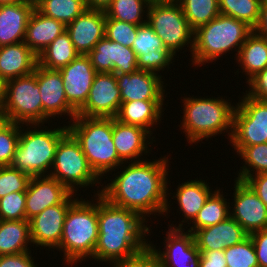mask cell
Masks as SVG:
<instances>
[{
  "label": "cell",
  "instance_id": "cell-25",
  "mask_svg": "<svg viewBox=\"0 0 267 267\" xmlns=\"http://www.w3.org/2000/svg\"><path fill=\"white\" fill-rule=\"evenodd\" d=\"M175 190L176 192H173L175 196L173 195L172 199L177 200L176 204L179 208L177 210L182 212L181 214L184 218L179 225L169 224L168 226L173 229H183L185 226L184 223L189 225L195 219L199 210L214 191L212 187H209L207 180L205 182V180L198 178L187 180V182L182 184L179 183Z\"/></svg>",
  "mask_w": 267,
  "mask_h": 267
},
{
  "label": "cell",
  "instance_id": "cell-47",
  "mask_svg": "<svg viewBox=\"0 0 267 267\" xmlns=\"http://www.w3.org/2000/svg\"><path fill=\"white\" fill-rule=\"evenodd\" d=\"M259 267H267V229L251 233Z\"/></svg>",
  "mask_w": 267,
  "mask_h": 267
},
{
  "label": "cell",
  "instance_id": "cell-43",
  "mask_svg": "<svg viewBox=\"0 0 267 267\" xmlns=\"http://www.w3.org/2000/svg\"><path fill=\"white\" fill-rule=\"evenodd\" d=\"M26 192H12L0 198V220H24Z\"/></svg>",
  "mask_w": 267,
  "mask_h": 267
},
{
  "label": "cell",
  "instance_id": "cell-39",
  "mask_svg": "<svg viewBox=\"0 0 267 267\" xmlns=\"http://www.w3.org/2000/svg\"><path fill=\"white\" fill-rule=\"evenodd\" d=\"M224 253L227 267H259L250 236L236 245L225 248Z\"/></svg>",
  "mask_w": 267,
  "mask_h": 267
},
{
  "label": "cell",
  "instance_id": "cell-52",
  "mask_svg": "<svg viewBox=\"0 0 267 267\" xmlns=\"http://www.w3.org/2000/svg\"><path fill=\"white\" fill-rule=\"evenodd\" d=\"M5 99V81L0 77V111L2 110Z\"/></svg>",
  "mask_w": 267,
  "mask_h": 267
},
{
  "label": "cell",
  "instance_id": "cell-40",
  "mask_svg": "<svg viewBox=\"0 0 267 267\" xmlns=\"http://www.w3.org/2000/svg\"><path fill=\"white\" fill-rule=\"evenodd\" d=\"M21 124L7 121L0 128V166H10L18 144Z\"/></svg>",
  "mask_w": 267,
  "mask_h": 267
},
{
  "label": "cell",
  "instance_id": "cell-54",
  "mask_svg": "<svg viewBox=\"0 0 267 267\" xmlns=\"http://www.w3.org/2000/svg\"><path fill=\"white\" fill-rule=\"evenodd\" d=\"M21 1L22 0H0V5L13 4Z\"/></svg>",
  "mask_w": 267,
  "mask_h": 267
},
{
  "label": "cell",
  "instance_id": "cell-44",
  "mask_svg": "<svg viewBox=\"0 0 267 267\" xmlns=\"http://www.w3.org/2000/svg\"><path fill=\"white\" fill-rule=\"evenodd\" d=\"M112 265V266H111ZM111 267H160L156 255L149 245L134 256L117 260L109 264Z\"/></svg>",
  "mask_w": 267,
  "mask_h": 267
},
{
  "label": "cell",
  "instance_id": "cell-56",
  "mask_svg": "<svg viewBox=\"0 0 267 267\" xmlns=\"http://www.w3.org/2000/svg\"><path fill=\"white\" fill-rule=\"evenodd\" d=\"M22 1L29 2V3H32L34 5H36L39 2V0H22Z\"/></svg>",
  "mask_w": 267,
  "mask_h": 267
},
{
  "label": "cell",
  "instance_id": "cell-6",
  "mask_svg": "<svg viewBox=\"0 0 267 267\" xmlns=\"http://www.w3.org/2000/svg\"><path fill=\"white\" fill-rule=\"evenodd\" d=\"M253 31L245 22L219 14L194 31L191 65L200 67L209 64L232 50L237 52V58L241 46Z\"/></svg>",
  "mask_w": 267,
  "mask_h": 267
},
{
  "label": "cell",
  "instance_id": "cell-38",
  "mask_svg": "<svg viewBox=\"0 0 267 267\" xmlns=\"http://www.w3.org/2000/svg\"><path fill=\"white\" fill-rule=\"evenodd\" d=\"M261 3L262 0H219V11L254 29L259 22Z\"/></svg>",
  "mask_w": 267,
  "mask_h": 267
},
{
  "label": "cell",
  "instance_id": "cell-16",
  "mask_svg": "<svg viewBox=\"0 0 267 267\" xmlns=\"http://www.w3.org/2000/svg\"><path fill=\"white\" fill-rule=\"evenodd\" d=\"M36 78L43 105V124L51 118L66 115L72 121L77 112L69 105L65 96L63 79L59 70L36 66ZM58 115V116H57ZM70 116V117H69ZM69 117V118H68Z\"/></svg>",
  "mask_w": 267,
  "mask_h": 267
},
{
  "label": "cell",
  "instance_id": "cell-29",
  "mask_svg": "<svg viewBox=\"0 0 267 267\" xmlns=\"http://www.w3.org/2000/svg\"><path fill=\"white\" fill-rule=\"evenodd\" d=\"M66 31V26L53 18L33 10L26 28L24 43L39 56L58 36Z\"/></svg>",
  "mask_w": 267,
  "mask_h": 267
},
{
  "label": "cell",
  "instance_id": "cell-15",
  "mask_svg": "<svg viewBox=\"0 0 267 267\" xmlns=\"http://www.w3.org/2000/svg\"><path fill=\"white\" fill-rule=\"evenodd\" d=\"M233 205L230 216L250 235L267 229V207L252 188L242 180L234 179Z\"/></svg>",
  "mask_w": 267,
  "mask_h": 267
},
{
  "label": "cell",
  "instance_id": "cell-55",
  "mask_svg": "<svg viewBox=\"0 0 267 267\" xmlns=\"http://www.w3.org/2000/svg\"><path fill=\"white\" fill-rule=\"evenodd\" d=\"M7 122L6 116L0 111V128Z\"/></svg>",
  "mask_w": 267,
  "mask_h": 267
},
{
  "label": "cell",
  "instance_id": "cell-9",
  "mask_svg": "<svg viewBox=\"0 0 267 267\" xmlns=\"http://www.w3.org/2000/svg\"><path fill=\"white\" fill-rule=\"evenodd\" d=\"M1 111L9 122L43 125V105L36 69L28 75L5 82V99Z\"/></svg>",
  "mask_w": 267,
  "mask_h": 267
},
{
  "label": "cell",
  "instance_id": "cell-10",
  "mask_svg": "<svg viewBox=\"0 0 267 267\" xmlns=\"http://www.w3.org/2000/svg\"><path fill=\"white\" fill-rule=\"evenodd\" d=\"M147 14V23L175 57L186 46L191 57L194 31L179 3L149 5Z\"/></svg>",
  "mask_w": 267,
  "mask_h": 267
},
{
  "label": "cell",
  "instance_id": "cell-7",
  "mask_svg": "<svg viewBox=\"0 0 267 267\" xmlns=\"http://www.w3.org/2000/svg\"><path fill=\"white\" fill-rule=\"evenodd\" d=\"M65 125L54 129L52 125L48 129L42 124L25 125L22 129V125L10 166L31 177L49 176L59 141L69 132Z\"/></svg>",
  "mask_w": 267,
  "mask_h": 267
},
{
  "label": "cell",
  "instance_id": "cell-33",
  "mask_svg": "<svg viewBox=\"0 0 267 267\" xmlns=\"http://www.w3.org/2000/svg\"><path fill=\"white\" fill-rule=\"evenodd\" d=\"M78 55L69 34L65 31L38 56V65L51 70H60Z\"/></svg>",
  "mask_w": 267,
  "mask_h": 267
},
{
  "label": "cell",
  "instance_id": "cell-30",
  "mask_svg": "<svg viewBox=\"0 0 267 267\" xmlns=\"http://www.w3.org/2000/svg\"><path fill=\"white\" fill-rule=\"evenodd\" d=\"M236 61L247 83L267 67V39L253 31L241 46Z\"/></svg>",
  "mask_w": 267,
  "mask_h": 267
},
{
  "label": "cell",
  "instance_id": "cell-5",
  "mask_svg": "<svg viewBox=\"0 0 267 267\" xmlns=\"http://www.w3.org/2000/svg\"><path fill=\"white\" fill-rule=\"evenodd\" d=\"M66 123L69 124L68 131L80 143L90 167L101 180L110 171L119 170L123 162L112 139L113 118L76 115L72 121Z\"/></svg>",
  "mask_w": 267,
  "mask_h": 267
},
{
  "label": "cell",
  "instance_id": "cell-53",
  "mask_svg": "<svg viewBox=\"0 0 267 267\" xmlns=\"http://www.w3.org/2000/svg\"><path fill=\"white\" fill-rule=\"evenodd\" d=\"M149 5L154 4H174L179 3L180 0H147Z\"/></svg>",
  "mask_w": 267,
  "mask_h": 267
},
{
  "label": "cell",
  "instance_id": "cell-45",
  "mask_svg": "<svg viewBox=\"0 0 267 267\" xmlns=\"http://www.w3.org/2000/svg\"><path fill=\"white\" fill-rule=\"evenodd\" d=\"M247 84L245 94L253 99L267 102V67L252 77Z\"/></svg>",
  "mask_w": 267,
  "mask_h": 267
},
{
  "label": "cell",
  "instance_id": "cell-20",
  "mask_svg": "<svg viewBox=\"0 0 267 267\" xmlns=\"http://www.w3.org/2000/svg\"><path fill=\"white\" fill-rule=\"evenodd\" d=\"M162 77V75L144 70H137L130 74H116L122 102L164 101L167 93L165 94L166 85H163Z\"/></svg>",
  "mask_w": 267,
  "mask_h": 267
},
{
  "label": "cell",
  "instance_id": "cell-51",
  "mask_svg": "<svg viewBox=\"0 0 267 267\" xmlns=\"http://www.w3.org/2000/svg\"><path fill=\"white\" fill-rule=\"evenodd\" d=\"M112 0H85L87 9L89 10H102L109 6Z\"/></svg>",
  "mask_w": 267,
  "mask_h": 267
},
{
  "label": "cell",
  "instance_id": "cell-1",
  "mask_svg": "<svg viewBox=\"0 0 267 267\" xmlns=\"http://www.w3.org/2000/svg\"><path fill=\"white\" fill-rule=\"evenodd\" d=\"M168 156L123 163L122 171L114 172L115 178H108L110 182L102 186L101 195L116 206L138 212L147 221L146 217L153 214L169 215L172 192L169 193L168 187L171 184L167 177L171 167Z\"/></svg>",
  "mask_w": 267,
  "mask_h": 267
},
{
  "label": "cell",
  "instance_id": "cell-48",
  "mask_svg": "<svg viewBox=\"0 0 267 267\" xmlns=\"http://www.w3.org/2000/svg\"><path fill=\"white\" fill-rule=\"evenodd\" d=\"M199 267H227L224 250H199Z\"/></svg>",
  "mask_w": 267,
  "mask_h": 267
},
{
  "label": "cell",
  "instance_id": "cell-13",
  "mask_svg": "<svg viewBox=\"0 0 267 267\" xmlns=\"http://www.w3.org/2000/svg\"><path fill=\"white\" fill-rule=\"evenodd\" d=\"M183 229L168 228L163 244L164 249L152 247L160 267H199L201 253L197 248L194 234Z\"/></svg>",
  "mask_w": 267,
  "mask_h": 267
},
{
  "label": "cell",
  "instance_id": "cell-8",
  "mask_svg": "<svg viewBox=\"0 0 267 267\" xmlns=\"http://www.w3.org/2000/svg\"><path fill=\"white\" fill-rule=\"evenodd\" d=\"M49 176L57 179L75 194L78 193L79 188L87 189L88 186L102 188L103 186V183L99 182L102 180L90 167L80 143L70 132L59 141Z\"/></svg>",
  "mask_w": 267,
  "mask_h": 267
},
{
  "label": "cell",
  "instance_id": "cell-3",
  "mask_svg": "<svg viewBox=\"0 0 267 267\" xmlns=\"http://www.w3.org/2000/svg\"><path fill=\"white\" fill-rule=\"evenodd\" d=\"M90 200L78 198L69 208L65 216L61 242L55 250H59L67 266L80 264L89 257L94 259V249L98 240V194ZM94 200H96L94 202Z\"/></svg>",
  "mask_w": 267,
  "mask_h": 267
},
{
  "label": "cell",
  "instance_id": "cell-24",
  "mask_svg": "<svg viewBox=\"0 0 267 267\" xmlns=\"http://www.w3.org/2000/svg\"><path fill=\"white\" fill-rule=\"evenodd\" d=\"M249 234L229 216L213 226L202 228L194 233L198 250H224L246 239Z\"/></svg>",
  "mask_w": 267,
  "mask_h": 267
},
{
  "label": "cell",
  "instance_id": "cell-21",
  "mask_svg": "<svg viewBox=\"0 0 267 267\" xmlns=\"http://www.w3.org/2000/svg\"><path fill=\"white\" fill-rule=\"evenodd\" d=\"M148 130L136 126L125 124L113 118V143L120 160L123 163L140 161L143 154L151 153V145L156 142L155 136ZM150 148V149H149ZM140 158V159H139Z\"/></svg>",
  "mask_w": 267,
  "mask_h": 267
},
{
  "label": "cell",
  "instance_id": "cell-34",
  "mask_svg": "<svg viewBox=\"0 0 267 267\" xmlns=\"http://www.w3.org/2000/svg\"><path fill=\"white\" fill-rule=\"evenodd\" d=\"M35 8L44 16L60 21L65 26L87 10L85 0H39Z\"/></svg>",
  "mask_w": 267,
  "mask_h": 267
},
{
  "label": "cell",
  "instance_id": "cell-22",
  "mask_svg": "<svg viewBox=\"0 0 267 267\" xmlns=\"http://www.w3.org/2000/svg\"><path fill=\"white\" fill-rule=\"evenodd\" d=\"M71 192L57 179L50 176H32L26 191V220L45 208L61 204Z\"/></svg>",
  "mask_w": 267,
  "mask_h": 267
},
{
  "label": "cell",
  "instance_id": "cell-49",
  "mask_svg": "<svg viewBox=\"0 0 267 267\" xmlns=\"http://www.w3.org/2000/svg\"><path fill=\"white\" fill-rule=\"evenodd\" d=\"M267 207V173H260L244 180Z\"/></svg>",
  "mask_w": 267,
  "mask_h": 267
},
{
  "label": "cell",
  "instance_id": "cell-32",
  "mask_svg": "<svg viewBox=\"0 0 267 267\" xmlns=\"http://www.w3.org/2000/svg\"><path fill=\"white\" fill-rule=\"evenodd\" d=\"M221 189L215 188L214 192L209 196L206 203L199 210L195 219L187 225L188 232L195 233L197 230L207 228L220 223L230 216L229 199L224 198ZM193 224V225H191Z\"/></svg>",
  "mask_w": 267,
  "mask_h": 267
},
{
  "label": "cell",
  "instance_id": "cell-41",
  "mask_svg": "<svg viewBox=\"0 0 267 267\" xmlns=\"http://www.w3.org/2000/svg\"><path fill=\"white\" fill-rule=\"evenodd\" d=\"M30 178L11 166H0V198L12 192H26Z\"/></svg>",
  "mask_w": 267,
  "mask_h": 267
},
{
  "label": "cell",
  "instance_id": "cell-50",
  "mask_svg": "<svg viewBox=\"0 0 267 267\" xmlns=\"http://www.w3.org/2000/svg\"><path fill=\"white\" fill-rule=\"evenodd\" d=\"M254 31L267 39V0H262L259 22Z\"/></svg>",
  "mask_w": 267,
  "mask_h": 267
},
{
  "label": "cell",
  "instance_id": "cell-19",
  "mask_svg": "<svg viewBox=\"0 0 267 267\" xmlns=\"http://www.w3.org/2000/svg\"><path fill=\"white\" fill-rule=\"evenodd\" d=\"M59 71L63 79L67 101L78 112L88 99L97 72L88 55H78Z\"/></svg>",
  "mask_w": 267,
  "mask_h": 267
},
{
  "label": "cell",
  "instance_id": "cell-23",
  "mask_svg": "<svg viewBox=\"0 0 267 267\" xmlns=\"http://www.w3.org/2000/svg\"><path fill=\"white\" fill-rule=\"evenodd\" d=\"M105 22L104 11L87 9L66 25V32L79 55H88L105 36Z\"/></svg>",
  "mask_w": 267,
  "mask_h": 267
},
{
  "label": "cell",
  "instance_id": "cell-42",
  "mask_svg": "<svg viewBox=\"0 0 267 267\" xmlns=\"http://www.w3.org/2000/svg\"><path fill=\"white\" fill-rule=\"evenodd\" d=\"M138 27V25L131 23L106 18L105 36L111 41L132 48L133 42L137 36Z\"/></svg>",
  "mask_w": 267,
  "mask_h": 267
},
{
  "label": "cell",
  "instance_id": "cell-17",
  "mask_svg": "<svg viewBox=\"0 0 267 267\" xmlns=\"http://www.w3.org/2000/svg\"><path fill=\"white\" fill-rule=\"evenodd\" d=\"M132 49L137 57L138 70L159 74L165 68L169 70L175 59L147 22L139 25Z\"/></svg>",
  "mask_w": 267,
  "mask_h": 267
},
{
  "label": "cell",
  "instance_id": "cell-14",
  "mask_svg": "<svg viewBox=\"0 0 267 267\" xmlns=\"http://www.w3.org/2000/svg\"><path fill=\"white\" fill-rule=\"evenodd\" d=\"M121 91L115 73H96L84 106L77 115L115 118L121 106Z\"/></svg>",
  "mask_w": 267,
  "mask_h": 267
},
{
  "label": "cell",
  "instance_id": "cell-26",
  "mask_svg": "<svg viewBox=\"0 0 267 267\" xmlns=\"http://www.w3.org/2000/svg\"><path fill=\"white\" fill-rule=\"evenodd\" d=\"M35 9L29 2L0 5V47L24 42L28 20Z\"/></svg>",
  "mask_w": 267,
  "mask_h": 267
},
{
  "label": "cell",
  "instance_id": "cell-28",
  "mask_svg": "<svg viewBox=\"0 0 267 267\" xmlns=\"http://www.w3.org/2000/svg\"><path fill=\"white\" fill-rule=\"evenodd\" d=\"M164 101L135 100L122 102L116 119L122 123L140 126L154 134L164 115ZM153 128V129H152Z\"/></svg>",
  "mask_w": 267,
  "mask_h": 267
},
{
  "label": "cell",
  "instance_id": "cell-37",
  "mask_svg": "<svg viewBox=\"0 0 267 267\" xmlns=\"http://www.w3.org/2000/svg\"><path fill=\"white\" fill-rule=\"evenodd\" d=\"M179 4L193 31L220 14L219 0H180Z\"/></svg>",
  "mask_w": 267,
  "mask_h": 267
},
{
  "label": "cell",
  "instance_id": "cell-18",
  "mask_svg": "<svg viewBox=\"0 0 267 267\" xmlns=\"http://www.w3.org/2000/svg\"><path fill=\"white\" fill-rule=\"evenodd\" d=\"M97 73L130 74L138 70L137 57L131 47L104 36L88 54Z\"/></svg>",
  "mask_w": 267,
  "mask_h": 267
},
{
  "label": "cell",
  "instance_id": "cell-4",
  "mask_svg": "<svg viewBox=\"0 0 267 267\" xmlns=\"http://www.w3.org/2000/svg\"><path fill=\"white\" fill-rule=\"evenodd\" d=\"M188 96L187 98L184 96L181 101L184 103L182 105L184 115L179 125L185 133L188 144L192 146L199 141L204 143L202 140L205 138L208 140L225 133H228L227 137L230 140L236 104L233 106L228 102L230 100L223 96L221 98Z\"/></svg>",
  "mask_w": 267,
  "mask_h": 267
},
{
  "label": "cell",
  "instance_id": "cell-11",
  "mask_svg": "<svg viewBox=\"0 0 267 267\" xmlns=\"http://www.w3.org/2000/svg\"><path fill=\"white\" fill-rule=\"evenodd\" d=\"M243 94L236 102L229 142L231 146L267 143V102Z\"/></svg>",
  "mask_w": 267,
  "mask_h": 267
},
{
  "label": "cell",
  "instance_id": "cell-46",
  "mask_svg": "<svg viewBox=\"0 0 267 267\" xmlns=\"http://www.w3.org/2000/svg\"><path fill=\"white\" fill-rule=\"evenodd\" d=\"M32 251L20 254H9L0 256V267H38L34 262Z\"/></svg>",
  "mask_w": 267,
  "mask_h": 267
},
{
  "label": "cell",
  "instance_id": "cell-12",
  "mask_svg": "<svg viewBox=\"0 0 267 267\" xmlns=\"http://www.w3.org/2000/svg\"><path fill=\"white\" fill-rule=\"evenodd\" d=\"M71 193L61 204L45 208L29 220L32 246L56 249L63 233V225L68 208L79 198ZM76 197V198H74Z\"/></svg>",
  "mask_w": 267,
  "mask_h": 267
},
{
  "label": "cell",
  "instance_id": "cell-31",
  "mask_svg": "<svg viewBox=\"0 0 267 267\" xmlns=\"http://www.w3.org/2000/svg\"><path fill=\"white\" fill-rule=\"evenodd\" d=\"M31 244L28 220H0V256L31 251Z\"/></svg>",
  "mask_w": 267,
  "mask_h": 267
},
{
  "label": "cell",
  "instance_id": "cell-35",
  "mask_svg": "<svg viewBox=\"0 0 267 267\" xmlns=\"http://www.w3.org/2000/svg\"><path fill=\"white\" fill-rule=\"evenodd\" d=\"M148 8L147 0H112L104 13L106 18L139 26L147 22Z\"/></svg>",
  "mask_w": 267,
  "mask_h": 267
},
{
  "label": "cell",
  "instance_id": "cell-27",
  "mask_svg": "<svg viewBox=\"0 0 267 267\" xmlns=\"http://www.w3.org/2000/svg\"><path fill=\"white\" fill-rule=\"evenodd\" d=\"M37 65L38 56L24 42L0 47V77L5 82L32 73Z\"/></svg>",
  "mask_w": 267,
  "mask_h": 267
},
{
  "label": "cell",
  "instance_id": "cell-36",
  "mask_svg": "<svg viewBox=\"0 0 267 267\" xmlns=\"http://www.w3.org/2000/svg\"><path fill=\"white\" fill-rule=\"evenodd\" d=\"M243 160L235 179L244 181L252 175L267 173V143L251 146H231ZM254 172V173H253Z\"/></svg>",
  "mask_w": 267,
  "mask_h": 267
},
{
  "label": "cell",
  "instance_id": "cell-2",
  "mask_svg": "<svg viewBox=\"0 0 267 267\" xmlns=\"http://www.w3.org/2000/svg\"><path fill=\"white\" fill-rule=\"evenodd\" d=\"M147 223L138 212L116 206L98 194L99 233L94 249V262L96 260L110 264L145 249L149 246L147 236L151 235V228Z\"/></svg>",
  "mask_w": 267,
  "mask_h": 267
}]
</instances>
